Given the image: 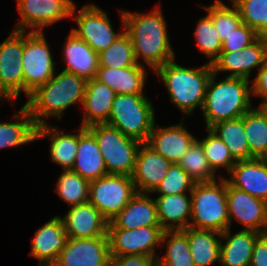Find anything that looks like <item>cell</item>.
<instances>
[{
  "mask_svg": "<svg viewBox=\"0 0 267 266\" xmlns=\"http://www.w3.org/2000/svg\"><path fill=\"white\" fill-rule=\"evenodd\" d=\"M110 258L108 236L68 238L53 266H107Z\"/></svg>",
  "mask_w": 267,
  "mask_h": 266,
  "instance_id": "cell-15",
  "label": "cell"
},
{
  "mask_svg": "<svg viewBox=\"0 0 267 266\" xmlns=\"http://www.w3.org/2000/svg\"><path fill=\"white\" fill-rule=\"evenodd\" d=\"M178 164L195 180V182H210L216 180L217 176L210 168L204 149L198 139L188 151L183 154Z\"/></svg>",
  "mask_w": 267,
  "mask_h": 266,
  "instance_id": "cell-37",
  "label": "cell"
},
{
  "mask_svg": "<svg viewBox=\"0 0 267 266\" xmlns=\"http://www.w3.org/2000/svg\"><path fill=\"white\" fill-rule=\"evenodd\" d=\"M156 259L146 255L111 256L107 266H157Z\"/></svg>",
  "mask_w": 267,
  "mask_h": 266,
  "instance_id": "cell-44",
  "label": "cell"
},
{
  "mask_svg": "<svg viewBox=\"0 0 267 266\" xmlns=\"http://www.w3.org/2000/svg\"><path fill=\"white\" fill-rule=\"evenodd\" d=\"M189 196L188 193H182L155 198L157 217L164 231L183 230L190 226L191 193Z\"/></svg>",
  "mask_w": 267,
  "mask_h": 266,
  "instance_id": "cell-26",
  "label": "cell"
},
{
  "mask_svg": "<svg viewBox=\"0 0 267 266\" xmlns=\"http://www.w3.org/2000/svg\"><path fill=\"white\" fill-rule=\"evenodd\" d=\"M240 14L242 23L257 31L267 23V0H231Z\"/></svg>",
  "mask_w": 267,
  "mask_h": 266,
  "instance_id": "cell-42",
  "label": "cell"
},
{
  "mask_svg": "<svg viewBox=\"0 0 267 266\" xmlns=\"http://www.w3.org/2000/svg\"><path fill=\"white\" fill-rule=\"evenodd\" d=\"M115 95L108 85L96 78L88 80L82 103L85 112L81 126L87 128L95 124H106Z\"/></svg>",
  "mask_w": 267,
  "mask_h": 266,
  "instance_id": "cell-25",
  "label": "cell"
},
{
  "mask_svg": "<svg viewBox=\"0 0 267 266\" xmlns=\"http://www.w3.org/2000/svg\"><path fill=\"white\" fill-rule=\"evenodd\" d=\"M266 57L267 43L257 38L240 51H221L212 68L215 74L226 71L230 73L227 77L249 80L252 70L254 68L259 70Z\"/></svg>",
  "mask_w": 267,
  "mask_h": 266,
  "instance_id": "cell-16",
  "label": "cell"
},
{
  "mask_svg": "<svg viewBox=\"0 0 267 266\" xmlns=\"http://www.w3.org/2000/svg\"><path fill=\"white\" fill-rule=\"evenodd\" d=\"M195 184V180L179 164L172 163L165 178L152 193H158L159 195L182 194L187 191L191 193Z\"/></svg>",
  "mask_w": 267,
  "mask_h": 266,
  "instance_id": "cell-41",
  "label": "cell"
},
{
  "mask_svg": "<svg viewBox=\"0 0 267 266\" xmlns=\"http://www.w3.org/2000/svg\"><path fill=\"white\" fill-rule=\"evenodd\" d=\"M162 13L160 6L148 14L123 10L124 31L133 43L136 62L144 61L153 71L175 59Z\"/></svg>",
  "mask_w": 267,
  "mask_h": 266,
  "instance_id": "cell-1",
  "label": "cell"
},
{
  "mask_svg": "<svg viewBox=\"0 0 267 266\" xmlns=\"http://www.w3.org/2000/svg\"><path fill=\"white\" fill-rule=\"evenodd\" d=\"M67 240L63 220L57 215L36 230L29 255L38 260V266H53Z\"/></svg>",
  "mask_w": 267,
  "mask_h": 266,
  "instance_id": "cell-17",
  "label": "cell"
},
{
  "mask_svg": "<svg viewBox=\"0 0 267 266\" xmlns=\"http://www.w3.org/2000/svg\"><path fill=\"white\" fill-rule=\"evenodd\" d=\"M250 266H267V233L261 234L253 247Z\"/></svg>",
  "mask_w": 267,
  "mask_h": 266,
  "instance_id": "cell-46",
  "label": "cell"
},
{
  "mask_svg": "<svg viewBox=\"0 0 267 266\" xmlns=\"http://www.w3.org/2000/svg\"><path fill=\"white\" fill-rule=\"evenodd\" d=\"M196 140L197 138L186 129V126L184 127L181 121L167 127L154 124L146 144L171 163L178 164L183 154Z\"/></svg>",
  "mask_w": 267,
  "mask_h": 266,
  "instance_id": "cell-18",
  "label": "cell"
},
{
  "mask_svg": "<svg viewBox=\"0 0 267 266\" xmlns=\"http://www.w3.org/2000/svg\"><path fill=\"white\" fill-rule=\"evenodd\" d=\"M229 228L236 219L243 230L267 233V202L232 187L226 180Z\"/></svg>",
  "mask_w": 267,
  "mask_h": 266,
  "instance_id": "cell-14",
  "label": "cell"
},
{
  "mask_svg": "<svg viewBox=\"0 0 267 266\" xmlns=\"http://www.w3.org/2000/svg\"><path fill=\"white\" fill-rule=\"evenodd\" d=\"M65 40L63 60L67 66L64 71L76 74L86 80L96 78L99 68L98 53L72 31Z\"/></svg>",
  "mask_w": 267,
  "mask_h": 266,
  "instance_id": "cell-24",
  "label": "cell"
},
{
  "mask_svg": "<svg viewBox=\"0 0 267 266\" xmlns=\"http://www.w3.org/2000/svg\"><path fill=\"white\" fill-rule=\"evenodd\" d=\"M252 96L261 98L260 108L263 104H267V57L264 60L262 67L258 70L252 85Z\"/></svg>",
  "mask_w": 267,
  "mask_h": 266,
  "instance_id": "cell-45",
  "label": "cell"
},
{
  "mask_svg": "<svg viewBox=\"0 0 267 266\" xmlns=\"http://www.w3.org/2000/svg\"><path fill=\"white\" fill-rule=\"evenodd\" d=\"M89 182L107 175V170L95 136L84 127L79 128L78 149L71 169Z\"/></svg>",
  "mask_w": 267,
  "mask_h": 266,
  "instance_id": "cell-23",
  "label": "cell"
},
{
  "mask_svg": "<svg viewBox=\"0 0 267 266\" xmlns=\"http://www.w3.org/2000/svg\"><path fill=\"white\" fill-rule=\"evenodd\" d=\"M61 218L68 238L108 236V221L89 201L71 206Z\"/></svg>",
  "mask_w": 267,
  "mask_h": 266,
  "instance_id": "cell-20",
  "label": "cell"
},
{
  "mask_svg": "<svg viewBox=\"0 0 267 266\" xmlns=\"http://www.w3.org/2000/svg\"><path fill=\"white\" fill-rule=\"evenodd\" d=\"M243 126L250 149V159H267V115L252 108L243 115Z\"/></svg>",
  "mask_w": 267,
  "mask_h": 266,
  "instance_id": "cell-33",
  "label": "cell"
},
{
  "mask_svg": "<svg viewBox=\"0 0 267 266\" xmlns=\"http://www.w3.org/2000/svg\"><path fill=\"white\" fill-rule=\"evenodd\" d=\"M216 76L213 72L209 79L201 109L206 129L218 122L242 117L253 108L249 80L226 77L216 82Z\"/></svg>",
  "mask_w": 267,
  "mask_h": 266,
  "instance_id": "cell-3",
  "label": "cell"
},
{
  "mask_svg": "<svg viewBox=\"0 0 267 266\" xmlns=\"http://www.w3.org/2000/svg\"><path fill=\"white\" fill-rule=\"evenodd\" d=\"M137 193L131 176L107 174L89 184V202L110 222Z\"/></svg>",
  "mask_w": 267,
  "mask_h": 266,
  "instance_id": "cell-9",
  "label": "cell"
},
{
  "mask_svg": "<svg viewBox=\"0 0 267 266\" xmlns=\"http://www.w3.org/2000/svg\"><path fill=\"white\" fill-rule=\"evenodd\" d=\"M210 182H196L191 192L190 227L223 233L229 228L224 176Z\"/></svg>",
  "mask_w": 267,
  "mask_h": 266,
  "instance_id": "cell-5",
  "label": "cell"
},
{
  "mask_svg": "<svg viewBox=\"0 0 267 266\" xmlns=\"http://www.w3.org/2000/svg\"><path fill=\"white\" fill-rule=\"evenodd\" d=\"M261 233L240 230L231 235L230 228L221 233L220 261L222 266H250L254 244ZM223 239L226 240L225 244Z\"/></svg>",
  "mask_w": 267,
  "mask_h": 266,
  "instance_id": "cell-27",
  "label": "cell"
},
{
  "mask_svg": "<svg viewBox=\"0 0 267 266\" xmlns=\"http://www.w3.org/2000/svg\"><path fill=\"white\" fill-rule=\"evenodd\" d=\"M20 21L14 30L44 32L43 28L54 25L75 15L76 5L73 0H17Z\"/></svg>",
  "mask_w": 267,
  "mask_h": 266,
  "instance_id": "cell-11",
  "label": "cell"
},
{
  "mask_svg": "<svg viewBox=\"0 0 267 266\" xmlns=\"http://www.w3.org/2000/svg\"><path fill=\"white\" fill-rule=\"evenodd\" d=\"M89 184L71 169L64 170L57 179L55 192L71 207L89 201Z\"/></svg>",
  "mask_w": 267,
  "mask_h": 266,
  "instance_id": "cell-36",
  "label": "cell"
},
{
  "mask_svg": "<svg viewBox=\"0 0 267 266\" xmlns=\"http://www.w3.org/2000/svg\"><path fill=\"white\" fill-rule=\"evenodd\" d=\"M44 137H49L51 141L49 154L52 162L63 170L72 169L78 149L79 130L74 134H64V131L47 123L37 127L36 131V140Z\"/></svg>",
  "mask_w": 267,
  "mask_h": 266,
  "instance_id": "cell-29",
  "label": "cell"
},
{
  "mask_svg": "<svg viewBox=\"0 0 267 266\" xmlns=\"http://www.w3.org/2000/svg\"><path fill=\"white\" fill-rule=\"evenodd\" d=\"M122 34L105 50L98 53L99 67L120 69L137 65L133 43L124 31V15L121 11Z\"/></svg>",
  "mask_w": 267,
  "mask_h": 266,
  "instance_id": "cell-34",
  "label": "cell"
},
{
  "mask_svg": "<svg viewBox=\"0 0 267 266\" xmlns=\"http://www.w3.org/2000/svg\"><path fill=\"white\" fill-rule=\"evenodd\" d=\"M106 124L127 137L147 143L156 124L153 104L144 94H117Z\"/></svg>",
  "mask_w": 267,
  "mask_h": 266,
  "instance_id": "cell-6",
  "label": "cell"
},
{
  "mask_svg": "<svg viewBox=\"0 0 267 266\" xmlns=\"http://www.w3.org/2000/svg\"><path fill=\"white\" fill-rule=\"evenodd\" d=\"M257 37L267 43V23H264L257 31Z\"/></svg>",
  "mask_w": 267,
  "mask_h": 266,
  "instance_id": "cell-47",
  "label": "cell"
},
{
  "mask_svg": "<svg viewBox=\"0 0 267 266\" xmlns=\"http://www.w3.org/2000/svg\"><path fill=\"white\" fill-rule=\"evenodd\" d=\"M145 65L137 64L126 68L110 69L99 67L96 79L108 85L115 94L136 95L143 94L146 69Z\"/></svg>",
  "mask_w": 267,
  "mask_h": 266,
  "instance_id": "cell-28",
  "label": "cell"
},
{
  "mask_svg": "<svg viewBox=\"0 0 267 266\" xmlns=\"http://www.w3.org/2000/svg\"><path fill=\"white\" fill-rule=\"evenodd\" d=\"M87 81L76 74L62 71L38 87L24 104L37 127L47 124L46 117L61 120L62 113L76 103H83Z\"/></svg>",
  "mask_w": 267,
  "mask_h": 266,
  "instance_id": "cell-2",
  "label": "cell"
},
{
  "mask_svg": "<svg viewBox=\"0 0 267 266\" xmlns=\"http://www.w3.org/2000/svg\"><path fill=\"white\" fill-rule=\"evenodd\" d=\"M208 135L201 141L198 140L205 152L208 164L216 174L219 168H225L228 174L235 165L236 160L232 157L227 145L210 128L207 129Z\"/></svg>",
  "mask_w": 267,
  "mask_h": 266,
  "instance_id": "cell-39",
  "label": "cell"
},
{
  "mask_svg": "<svg viewBox=\"0 0 267 266\" xmlns=\"http://www.w3.org/2000/svg\"><path fill=\"white\" fill-rule=\"evenodd\" d=\"M194 36L199 52L203 53L209 59L207 63L212 65L222 51V42L208 14L198 21Z\"/></svg>",
  "mask_w": 267,
  "mask_h": 266,
  "instance_id": "cell-40",
  "label": "cell"
},
{
  "mask_svg": "<svg viewBox=\"0 0 267 266\" xmlns=\"http://www.w3.org/2000/svg\"><path fill=\"white\" fill-rule=\"evenodd\" d=\"M171 164L146 143H142L131 176L136 191L151 194L165 178Z\"/></svg>",
  "mask_w": 267,
  "mask_h": 266,
  "instance_id": "cell-19",
  "label": "cell"
},
{
  "mask_svg": "<svg viewBox=\"0 0 267 266\" xmlns=\"http://www.w3.org/2000/svg\"><path fill=\"white\" fill-rule=\"evenodd\" d=\"M254 29L241 23L223 42L222 51H240L257 39Z\"/></svg>",
  "mask_w": 267,
  "mask_h": 266,
  "instance_id": "cell-43",
  "label": "cell"
},
{
  "mask_svg": "<svg viewBox=\"0 0 267 266\" xmlns=\"http://www.w3.org/2000/svg\"><path fill=\"white\" fill-rule=\"evenodd\" d=\"M12 120L0 122V149L21 146L36 140L37 126L25 105L14 113Z\"/></svg>",
  "mask_w": 267,
  "mask_h": 266,
  "instance_id": "cell-31",
  "label": "cell"
},
{
  "mask_svg": "<svg viewBox=\"0 0 267 266\" xmlns=\"http://www.w3.org/2000/svg\"><path fill=\"white\" fill-rule=\"evenodd\" d=\"M163 232L161 226L135 229L108 228L110 255H146L157 258L155 248L161 245Z\"/></svg>",
  "mask_w": 267,
  "mask_h": 266,
  "instance_id": "cell-13",
  "label": "cell"
},
{
  "mask_svg": "<svg viewBox=\"0 0 267 266\" xmlns=\"http://www.w3.org/2000/svg\"><path fill=\"white\" fill-rule=\"evenodd\" d=\"M23 31L14 30L0 43V100H16L24 92Z\"/></svg>",
  "mask_w": 267,
  "mask_h": 266,
  "instance_id": "cell-10",
  "label": "cell"
},
{
  "mask_svg": "<svg viewBox=\"0 0 267 266\" xmlns=\"http://www.w3.org/2000/svg\"><path fill=\"white\" fill-rule=\"evenodd\" d=\"M229 176L226 180L232 187L267 202V159L236 161Z\"/></svg>",
  "mask_w": 267,
  "mask_h": 266,
  "instance_id": "cell-21",
  "label": "cell"
},
{
  "mask_svg": "<svg viewBox=\"0 0 267 266\" xmlns=\"http://www.w3.org/2000/svg\"><path fill=\"white\" fill-rule=\"evenodd\" d=\"M181 231L187 236L194 266H211L220 261V232L190 226Z\"/></svg>",
  "mask_w": 267,
  "mask_h": 266,
  "instance_id": "cell-30",
  "label": "cell"
},
{
  "mask_svg": "<svg viewBox=\"0 0 267 266\" xmlns=\"http://www.w3.org/2000/svg\"><path fill=\"white\" fill-rule=\"evenodd\" d=\"M212 18L217 29L218 36L223 42L241 23L239 11L232 3V8L224 4L222 0H215L209 6H203Z\"/></svg>",
  "mask_w": 267,
  "mask_h": 266,
  "instance_id": "cell-38",
  "label": "cell"
},
{
  "mask_svg": "<svg viewBox=\"0 0 267 266\" xmlns=\"http://www.w3.org/2000/svg\"><path fill=\"white\" fill-rule=\"evenodd\" d=\"M174 60L158 67L154 73L165 84L171 102L184 115L190 116L195 108L202 109L213 68L207 62L197 68H187L175 63Z\"/></svg>",
  "mask_w": 267,
  "mask_h": 266,
  "instance_id": "cell-4",
  "label": "cell"
},
{
  "mask_svg": "<svg viewBox=\"0 0 267 266\" xmlns=\"http://www.w3.org/2000/svg\"><path fill=\"white\" fill-rule=\"evenodd\" d=\"M78 11L74 17L78 28L71 31L96 53L107 49L122 34L113 30L107 13L94 3L86 4Z\"/></svg>",
  "mask_w": 267,
  "mask_h": 266,
  "instance_id": "cell-12",
  "label": "cell"
},
{
  "mask_svg": "<svg viewBox=\"0 0 267 266\" xmlns=\"http://www.w3.org/2000/svg\"><path fill=\"white\" fill-rule=\"evenodd\" d=\"M227 145L236 160H249L250 149L243 126V116L221 121L210 128Z\"/></svg>",
  "mask_w": 267,
  "mask_h": 266,
  "instance_id": "cell-32",
  "label": "cell"
},
{
  "mask_svg": "<svg viewBox=\"0 0 267 266\" xmlns=\"http://www.w3.org/2000/svg\"><path fill=\"white\" fill-rule=\"evenodd\" d=\"M164 242L166 253L157 257V266H194L187 236L181 230L164 231L161 244Z\"/></svg>",
  "mask_w": 267,
  "mask_h": 266,
  "instance_id": "cell-35",
  "label": "cell"
},
{
  "mask_svg": "<svg viewBox=\"0 0 267 266\" xmlns=\"http://www.w3.org/2000/svg\"><path fill=\"white\" fill-rule=\"evenodd\" d=\"M87 129L95 136L107 174L132 176L138 149L142 143L107 124H95Z\"/></svg>",
  "mask_w": 267,
  "mask_h": 266,
  "instance_id": "cell-7",
  "label": "cell"
},
{
  "mask_svg": "<svg viewBox=\"0 0 267 266\" xmlns=\"http://www.w3.org/2000/svg\"><path fill=\"white\" fill-rule=\"evenodd\" d=\"M160 226L155 199L149 193L137 192L130 202L108 222V228L135 229Z\"/></svg>",
  "mask_w": 267,
  "mask_h": 266,
  "instance_id": "cell-22",
  "label": "cell"
},
{
  "mask_svg": "<svg viewBox=\"0 0 267 266\" xmlns=\"http://www.w3.org/2000/svg\"><path fill=\"white\" fill-rule=\"evenodd\" d=\"M263 112L267 115V104H263L261 107H260Z\"/></svg>",
  "mask_w": 267,
  "mask_h": 266,
  "instance_id": "cell-48",
  "label": "cell"
},
{
  "mask_svg": "<svg viewBox=\"0 0 267 266\" xmlns=\"http://www.w3.org/2000/svg\"><path fill=\"white\" fill-rule=\"evenodd\" d=\"M23 31L22 69L24 79V93L27 98L38 87L47 83L55 73L50 45L44 32Z\"/></svg>",
  "mask_w": 267,
  "mask_h": 266,
  "instance_id": "cell-8",
  "label": "cell"
}]
</instances>
